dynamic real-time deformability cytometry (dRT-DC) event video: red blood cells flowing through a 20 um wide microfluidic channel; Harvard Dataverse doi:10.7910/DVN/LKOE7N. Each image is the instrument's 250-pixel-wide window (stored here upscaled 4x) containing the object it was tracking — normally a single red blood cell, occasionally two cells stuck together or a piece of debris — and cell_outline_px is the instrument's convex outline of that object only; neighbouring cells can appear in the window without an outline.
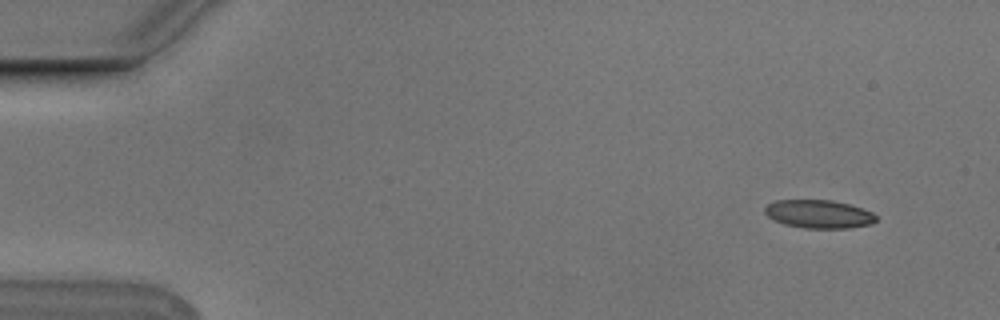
{"species": "Egyptian fruit bat (a non-hibernating species)", "species_latin": "Rousettus aegyptiacus", "temperature_condition": "cold", "stored_images_in_passage": 6, "camera_frame_rate_fps": 3000, "um_per_image_px": 0.085, "animal": {"sex": "male"}, "frame": {"image": 1, "passage_image": 1, "time_ms": 0.0, "image_size_px": [1000, 320], "cell_outline_px": [[876, 220], [872, 224], [848, 228], [804, 228], [784, 224], [768, 216], [764, 212], [764, 208], [768, 204], [776, 200], [832, 200], [848, 204], [872, 212], [876, 216]], "centroid_in_image_um": [69.59, 18.19], "position_along_channel_um": 15.4, "area_um2": 18.21}}